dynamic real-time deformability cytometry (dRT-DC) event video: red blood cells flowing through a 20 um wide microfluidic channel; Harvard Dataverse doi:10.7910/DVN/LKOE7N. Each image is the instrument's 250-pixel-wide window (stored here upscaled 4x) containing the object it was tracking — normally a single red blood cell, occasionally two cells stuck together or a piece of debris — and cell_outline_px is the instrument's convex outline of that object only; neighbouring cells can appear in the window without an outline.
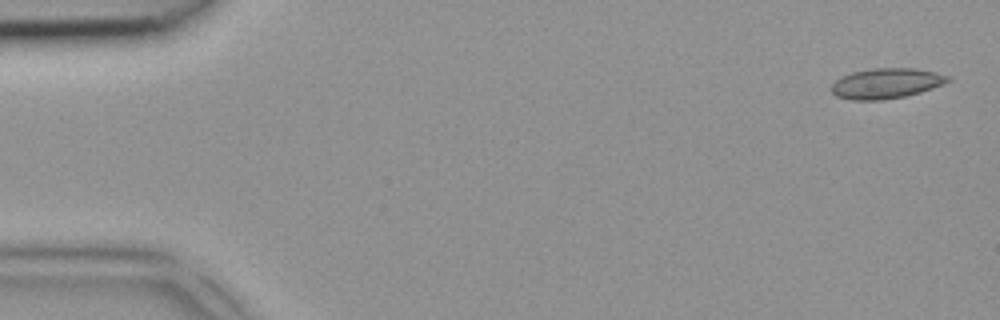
{"species": "common noctule bat (a hibernating species)", "species_latin": "Nyctalus noctula", "temperature_condition": "room temperature", "stored_images_in_passage": 4, "camera_frame_rate_fps": 3000, "um_per_image_px": 0.085, "animal": {"sex": "female", "body_mass_g": 18.4}, "frame": {"image": 1, "passage_image": 1, "time_ms": 0.0, "image_size_px": [1000, 320], "cell_outline_px": [[952, 80], [944, 84], [920, 92], [904, 96], [884, 100], [852, 100], [836, 96], [832, 92], [832, 84], [840, 76], [852, 72], [876, 68], [912, 68], [936, 72], [948, 76]], "centroid_in_image_um": [75.32, 7.09], "position_along_channel_um": 9.7, "area_um2": 20.52}}
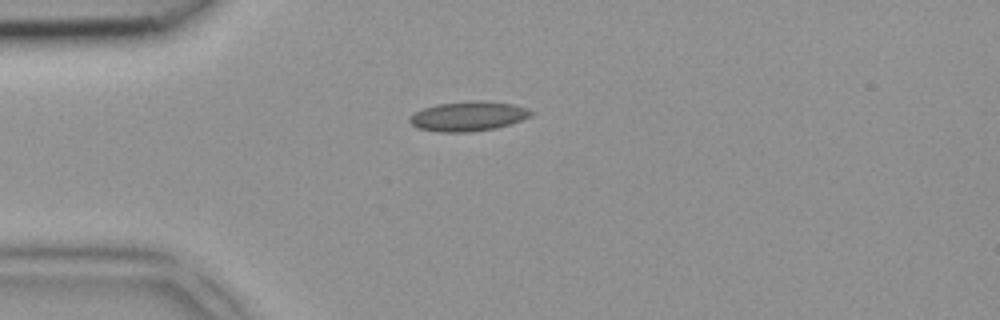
{"frame": {"image": 2, "passage_image": 4, "time_ms": 1.0, "image_size_px": [1000, 320], "cell_outline_px": [[536, 112], [532, 116], [496, 128], [468, 132], [440, 132], [416, 128], [408, 120], [416, 112], [424, 108], [440, 104], [472, 100], [484, 100], [512, 104], [528, 108]], "centroid_in_image_um": [39.84, 9.87], "position_along_channel_um": 45.2, "area_um2": 20.92}}